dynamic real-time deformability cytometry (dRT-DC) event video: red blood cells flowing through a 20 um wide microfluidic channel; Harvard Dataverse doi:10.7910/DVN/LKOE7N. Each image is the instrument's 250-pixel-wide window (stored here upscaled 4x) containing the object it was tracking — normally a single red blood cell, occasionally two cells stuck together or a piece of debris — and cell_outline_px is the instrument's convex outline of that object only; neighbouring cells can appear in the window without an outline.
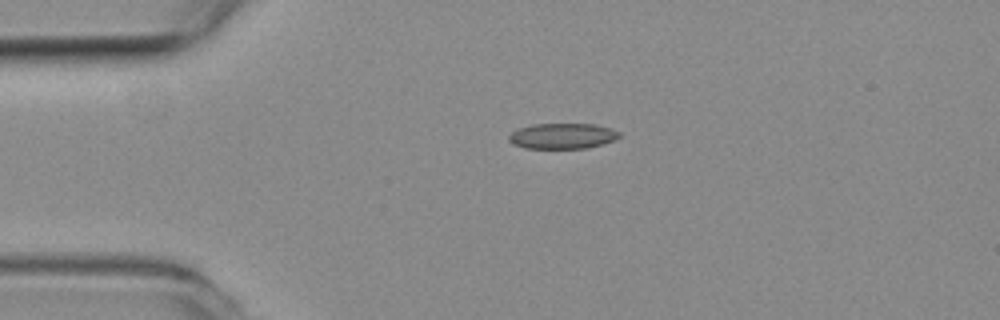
{"species": "common noctule bat (a hibernating species)", "species_latin": "Nyctalus noctula", "temperature_condition": "room temperature", "stored_images_in_passage": 42, "camera_frame_rate_fps": 3000, "um_per_image_px": 0.085, "animal": {"sex": "female", "body_mass_g": 19.3, "forearm_length_mm": 54.1}, "frame": {"image": 1, "passage_image": 1, "time_ms": 0.0, "image_size_px": [1000, 320], "cell_outline_px": [[620, 136], [616, 140], [604, 144], [588, 148], [524, 148], [512, 144], [508, 140], [508, 136], [512, 132], [520, 128], [532, 124], [596, 124], [612, 128], [620, 132]], "centroid_in_image_um": [47.84, 11.56], "position_along_channel_um": 37.2, "area_um2": 16.65}}
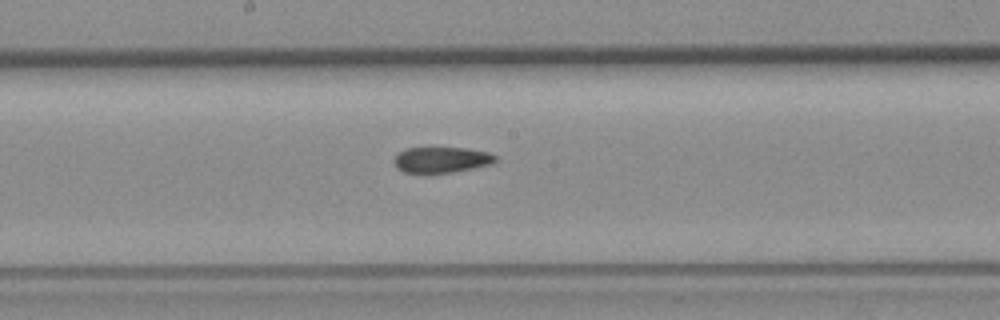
{"frame": {"image": 2, "passage_image": 18, "time_ms": 5.667, "image_size_px": [1000, 320], "cell_outline_px": [[496, 160], [492, 164], [452, 172], [428, 176], [404, 172], [396, 168], [392, 160], [404, 148], [464, 148], [488, 152], [496, 156]], "centroid_in_image_um": [37.45, 13.62], "position_along_channel_um": 210.7, "area_um2": 15.72}}
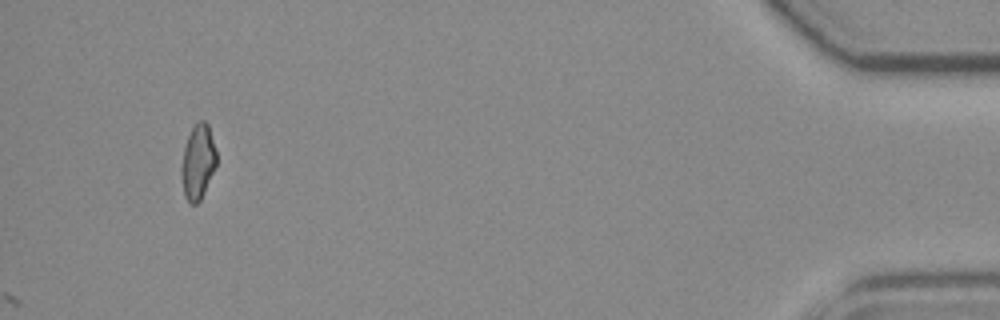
{"frame": {"image": 3, "passage_image": 42, "time_ms": 13.667, "image_size_px": [1000, 320], "cell_outline_px": [[216, 168], [200, 200], [196, 204], [188, 204], [184, 196], [180, 172], [180, 168], [184, 148], [188, 136], [196, 120], [204, 120], [208, 124], [216, 152]], "centroid_in_image_um": [16.81, 13.78], "position_along_channel_um": 418.4, "area_um2": 15.49}, "authors_computed_cell_mechanics": {"area_um2": 16.1551, "velocity_mm_per_s": 3.6016, "shape_relaxation_time_tau1_ms": null, "shape_relaxation_time_tau2_ms": 3.978, "deformation_change_tau1": null, "deformation_change_tau2": 0.1013}}